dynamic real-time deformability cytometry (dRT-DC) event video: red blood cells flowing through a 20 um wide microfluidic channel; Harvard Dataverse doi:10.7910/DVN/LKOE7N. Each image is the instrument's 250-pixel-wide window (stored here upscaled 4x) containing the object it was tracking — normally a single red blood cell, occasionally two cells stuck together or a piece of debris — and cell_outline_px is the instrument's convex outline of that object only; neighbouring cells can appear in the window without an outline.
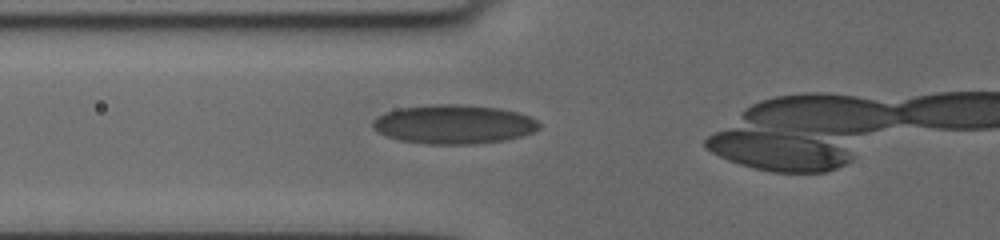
{"species": "human", "species_latin": "Homo sapiens", "temperature_condition": "cold", "stored_images_in_passage": 29, "camera_frame_rate_fps": 3000, "um_per_image_px": 0.085, "donor": {"sex": "female"}, "frame": {"image": 1, "passage_image": 21, "time_ms": 7.0, "image_size_px": [1000, 240], "cell_outline_px": [[540, 128], [532, 132], [520, 136], [504, 140], [472, 144], [424, 144], [400, 140], [388, 136], [380, 132], [372, 124], [372, 120], [388, 112], [400, 108], [432, 104], [456, 104], [500, 108], [516, 112], [528, 116], [536, 120], [540, 124]], "centroid_in_image_um": [38.59, 10.56], "position_along_channel_um": 87.2, "area_um2": 37.45}}
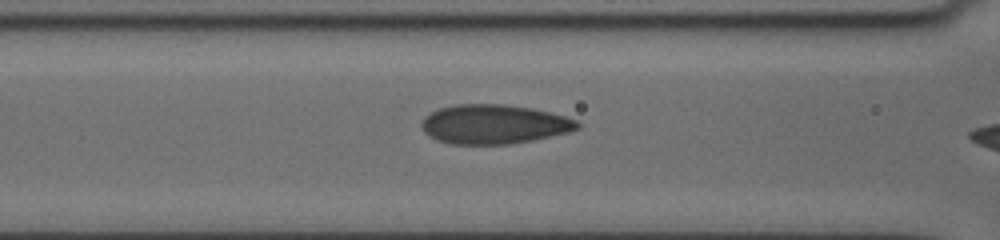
{"frame": {"image": 2, "passage_image": 24, "time_ms": 8.0, "image_size_px": [1000, 240], "cell_outline_px": [[580, 128], [568, 132], [532, 140], [508, 144], [452, 144], [436, 140], [428, 136], [424, 132], [420, 124], [424, 116], [440, 108], [456, 104], [504, 104], [532, 108], [564, 116], [576, 120], [580, 124]], "centroid_in_image_um": [41.95, 10.56], "position_along_channel_um": 124.6, "area_um2": 35.66}}
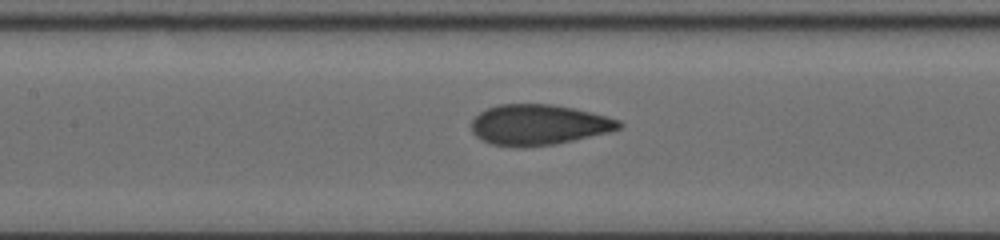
{"frame": {"image": 3, "passage_image": 27, "time_ms": 9.0, "image_size_px": [1000, 240], "cell_outline_px": [[624, 124], [620, 128], [608, 132], [556, 144], [524, 148], [492, 144], [476, 136], [472, 132], [472, 120], [480, 112], [488, 108], [500, 104], [552, 104], [592, 112], [608, 116], [620, 120]], "centroid_in_image_um": [45.8, 10.61], "position_along_channel_um": 161.6, "area_um2": 34.85}}